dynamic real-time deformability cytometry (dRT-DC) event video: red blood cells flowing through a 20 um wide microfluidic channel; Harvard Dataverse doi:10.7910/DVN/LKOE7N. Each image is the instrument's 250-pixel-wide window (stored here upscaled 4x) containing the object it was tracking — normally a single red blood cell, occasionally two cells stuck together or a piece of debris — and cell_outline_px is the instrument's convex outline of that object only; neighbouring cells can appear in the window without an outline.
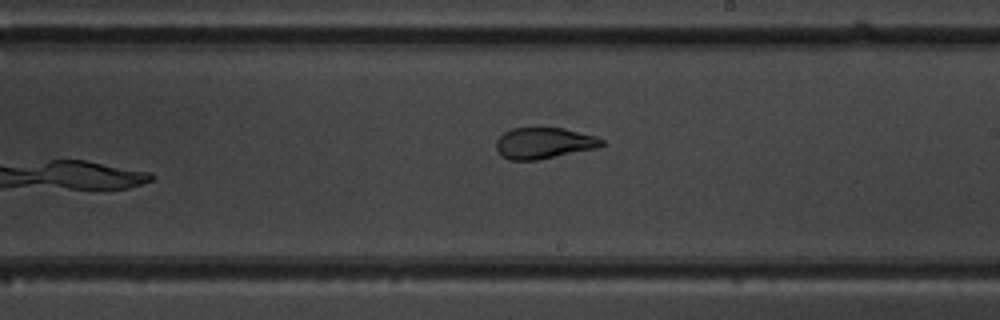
{"species": "common noctule bat (a hibernating species)", "species_latin": "Nyctalus noctula", "temperature_condition": "warm", "stored_images_in_passage": 9, "segment_of_instrument_passage": [1, 2], "camera_frame_rate_fps": 3000, "um_per_image_px": 0.085, "animal": {"sex": "male", "body_mass_g": 19.5, "forearm_length_mm": 54.6}, "frame": {"image": 1, "passage_image": 8, "time_ms": 8.333, "image_size_px": [1000, 320], "cell_outline_px": [[604, 144], [596, 148], [540, 160], [508, 160], [496, 148], [496, 140], [504, 132], [512, 128], [564, 128], [596, 136], [604, 140]], "centroid_in_image_um": [46.24, 12.17], "position_along_channel_um": 242.8, "area_um2": 19.13}}